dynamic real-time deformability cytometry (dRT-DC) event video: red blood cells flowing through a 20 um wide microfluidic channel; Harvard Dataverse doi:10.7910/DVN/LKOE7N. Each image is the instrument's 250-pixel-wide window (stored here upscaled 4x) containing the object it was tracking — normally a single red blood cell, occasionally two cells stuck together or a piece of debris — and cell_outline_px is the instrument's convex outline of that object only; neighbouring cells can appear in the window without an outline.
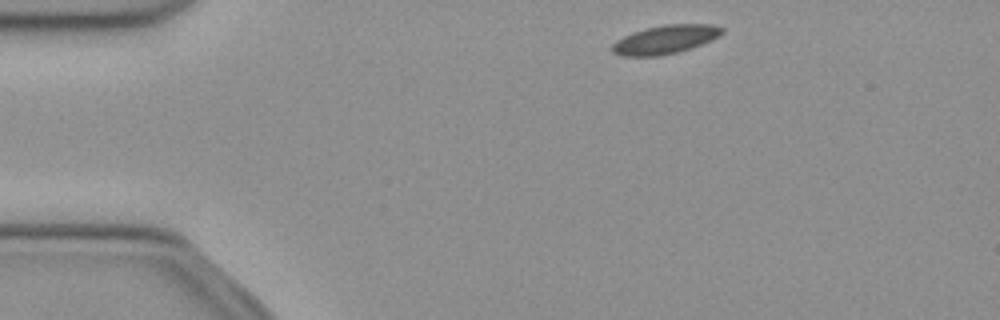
{"species": "common noctule bat (a hibernating species)", "species_latin": "Nyctalus noctula", "temperature_condition": "cold", "stored_images_in_passage": 45, "camera_frame_rate_fps": 3000, "um_per_image_px": 0.085, "animal": {"sex": "female", "body_mass_g": 21.9}, "frame": {"image": 1, "passage_image": 2, "time_ms": 0.333, "image_size_px": [1000, 320], "cell_outline_px": [[724, 32], [720, 36], [712, 40], [692, 48], [660, 56], [620, 56], [612, 52], [612, 44], [616, 40], [632, 32], [664, 24], [712, 24], [724, 28]], "centroid_in_image_um": [56.56, 3.36], "position_along_channel_um": 28.4, "area_um2": 18.44}}
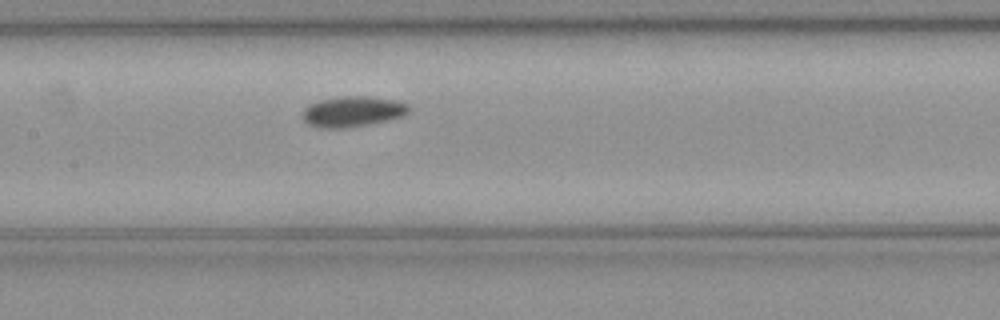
{"frame": {"image": 2, "passage_image": 18, "time_ms": 5.667, "image_size_px": [1000, 320], "cell_outline_px": [[412, 108], [404, 116], [388, 120], [368, 124], [344, 128], [320, 128], [308, 124], [300, 116], [304, 108], [308, 104], [320, 100], [336, 96], [364, 96], [396, 100], [408, 104]], "centroid_in_image_um": [29.95, 9.47], "position_along_channel_um": 177.4, "area_um2": 19.19}}
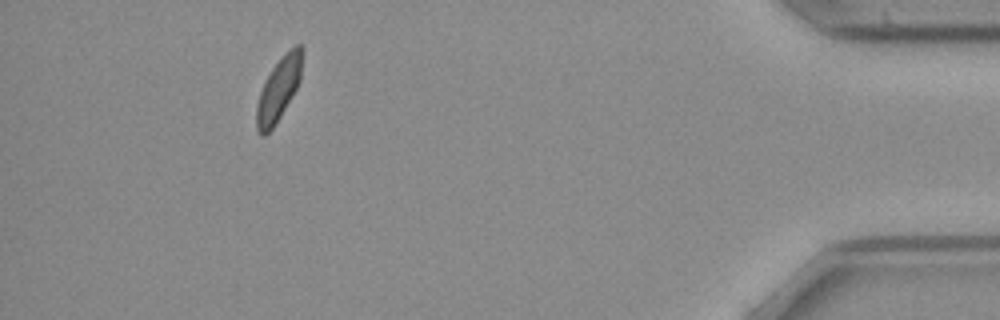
{"frame": {"image": 3, "passage_image": 41, "time_ms": 13.333, "image_size_px": [1000, 320], "cell_outline_px": [[304, 52], [300, 80], [292, 96], [280, 116], [272, 128], [264, 136], [260, 136], [256, 128], [256, 108], [260, 92], [272, 68], [296, 44], [304, 44]], "centroid_in_image_um": [23.71, 7.58], "position_along_channel_um": 411.5, "area_um2": 16.53}, "authors_computed_cell_mechanics": {"area_um2": 18.0336, "velocity_mm_per_s": 3.8846, "shape_relaxation_time_tau1_ms": 3.9326, "shape_relaxation_time_tau2_ms": 9.7834, "deformation_change_tau1": 0.088, "deformation_change_tau2": 0.124}}